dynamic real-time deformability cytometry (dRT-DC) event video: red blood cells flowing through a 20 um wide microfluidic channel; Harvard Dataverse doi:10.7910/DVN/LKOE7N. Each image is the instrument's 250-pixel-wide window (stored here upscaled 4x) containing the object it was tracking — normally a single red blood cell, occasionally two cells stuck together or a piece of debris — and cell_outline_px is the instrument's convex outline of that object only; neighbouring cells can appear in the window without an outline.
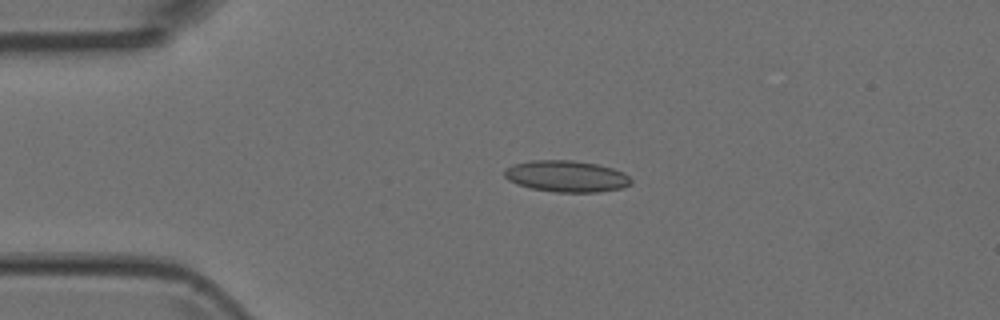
{"species": "Egyptian fruit bat (a non-hibernating species)", "species_latin": "Rousettus aegyptiacus", "temperature_condition": "room temperature", "stored_images_in_passage": 3, "camera_frame_rate_fps": 3000, "um_per_image_px": 0.085, "animal": {"sex": "female"}, "frame": {"image": 1, "passage_image": 3, "time_ms": 0.667, "image_size_px": [1000, 320], "cell_outline_px": [[632, 184], [624, 188], [600, 192], [556, 192], [532, 188], [516, 184], [508, 180], [504, 176], [504, 168], [512, 164], [528, 160], [572, 160], [596, 164], [612, 168], [624, 172], [632, 180]], "centroid_in_image_um": [48.14, 14.98], "position_along_channel_um": 36.9, "area_um2": 23.47}}